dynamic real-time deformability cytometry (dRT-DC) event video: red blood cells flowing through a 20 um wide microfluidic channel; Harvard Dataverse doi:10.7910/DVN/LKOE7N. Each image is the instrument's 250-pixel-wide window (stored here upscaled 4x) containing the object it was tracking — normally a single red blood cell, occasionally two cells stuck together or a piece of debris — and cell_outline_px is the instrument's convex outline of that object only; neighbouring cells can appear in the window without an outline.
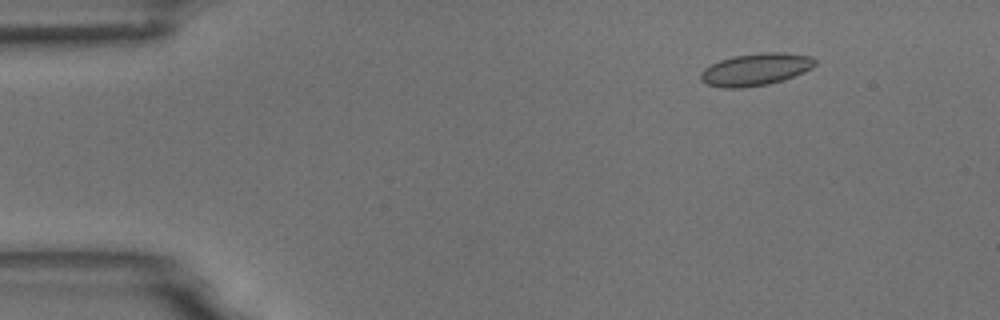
{"species": "common noctule bat (a hibernating species)", "species_latin": "Nyctalus noctula", "temperature_condition": "room temperature", "stored_images_in_passage": 7, "camera_frame_rate_fps": 3000, "um_per_image_px": 0.085, "animal": {"sex": "male", "body_mass_g": 18.8}, "frame": {"image": 1, "passage_image": 2, "time_ms": 0.333, "image_size_px": [1000, 320], "cell_outline_px": [[816, 64], [812, 68], [804, 72], [784, 80], [768, 84], [740, 88], [720, 88], [708, 84], [700, 80], [700, 72], [704, 68], [720, 60], [732, 56], [760, 52], [780, 52], [812, 56], [816, 60]], "centroid_in_image_um": [64.23, 5.9], "position_along_channel_um": 20.8, "area_um2": 21.68}}
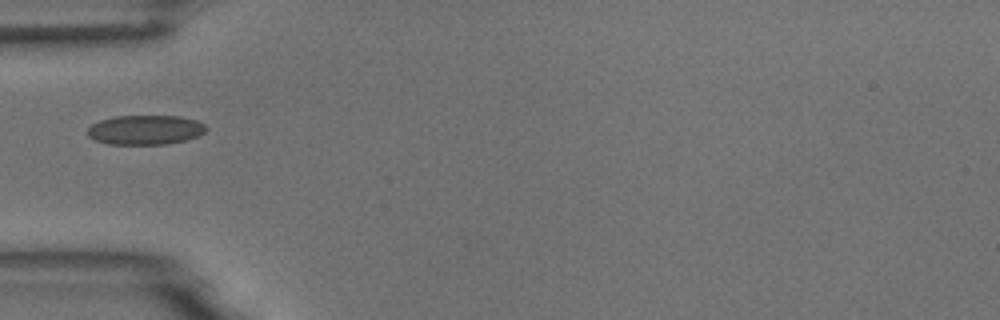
{"frame": {"image": 2, "passage_image": 5, "time_ms": 1.333, "image_size_px": [1000, 320], "cell_outline_px": [[208, 128], [200, 136], [188, 140], [164, 144], [108, 144], [96, 140], [88, 136], [88, 128], [92, 124], [100, 120], [116, 116], [180, 116], [196, 120], [204, 124]], "centroid_in_image_um": [12.39, 11.04], "position_along_channel_um": 72.6, "area_um2": 20.46}}